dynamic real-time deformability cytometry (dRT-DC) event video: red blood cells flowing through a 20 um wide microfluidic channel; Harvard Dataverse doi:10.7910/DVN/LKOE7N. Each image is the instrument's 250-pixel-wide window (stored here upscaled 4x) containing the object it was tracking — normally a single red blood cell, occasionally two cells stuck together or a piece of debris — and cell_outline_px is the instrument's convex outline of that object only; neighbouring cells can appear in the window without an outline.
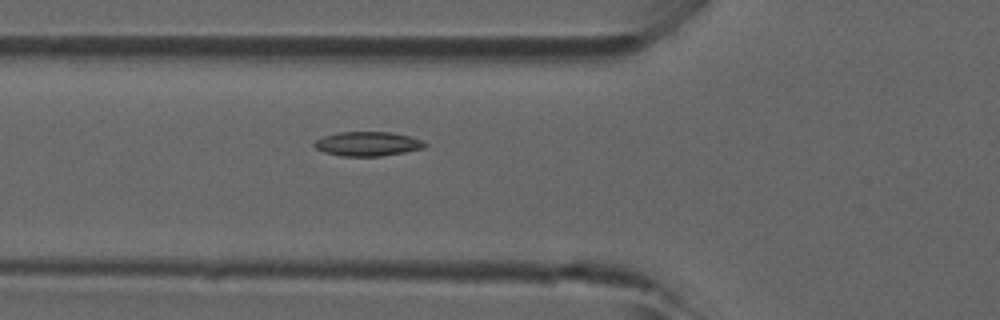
{"species": "common noctule bat (a hibernating species)", "species_latin": "Nyctalus noctula", "temperature_condition": "room temperature", "stored_images_in_passage": 6, "camera_frame_rate_fps": 3000, "um_per_image_px": 0.085, "animal": {"sex": "male", "forearm_length_mm": 52.5}, "frame": {"image": 1, "passage_image": 6, "time_ms": 1.667, "image_size_px": [1000, 320], "cell_outline_px": [[428, 144], [424, 148], [404, 152], [380, 156], [340, 156], [324, 152], [316, 148], [312, 144], [316, 140], [324, 136], [340, 132], [392, 132], [424, 140]], "centroid_in_image_um": [31.26, 12.22], "position_along_channel_um": 94.5, "area_um2": 15.66}}